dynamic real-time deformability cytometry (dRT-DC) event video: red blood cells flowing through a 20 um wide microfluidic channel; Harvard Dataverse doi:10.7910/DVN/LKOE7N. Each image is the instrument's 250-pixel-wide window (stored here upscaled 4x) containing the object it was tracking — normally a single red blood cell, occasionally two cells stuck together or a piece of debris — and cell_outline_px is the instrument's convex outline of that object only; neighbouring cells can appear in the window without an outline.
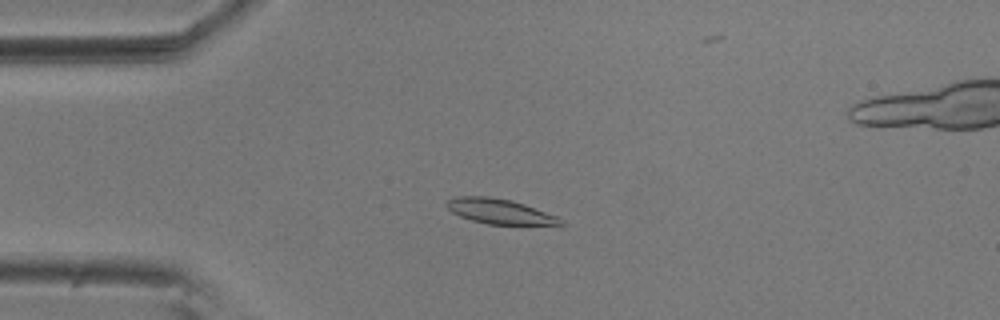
{"species": "common noctule bat (a hibernating species)", "species_latin": "Nyctalus noctula", "temperature_condition": "room temperature", "stored_images_in_passage": 56, "camera_frame_rate_fps": 3000, "um_per_image_px": 0.085, "animal": {"sex": "male", "body_mass_g": 20.5, "forearm_length_mm": 52.5}, "frame": {"image": 1, "passage_image": 13, "time_ms": 4.0, "image_size_px": [1000, 320], "cell_outline_px": [[564, 224], [488, 224], [472, 220], [460, 216], [452, 212], [444, 204], [452, 196], [488, 196], [512, 200], [524, 204], [556, 216], [564, 220]], "centroid_in_image_um": [42.41, 17.95], "position_along_channel_um": 42.6, "area_um2": 16.42}}
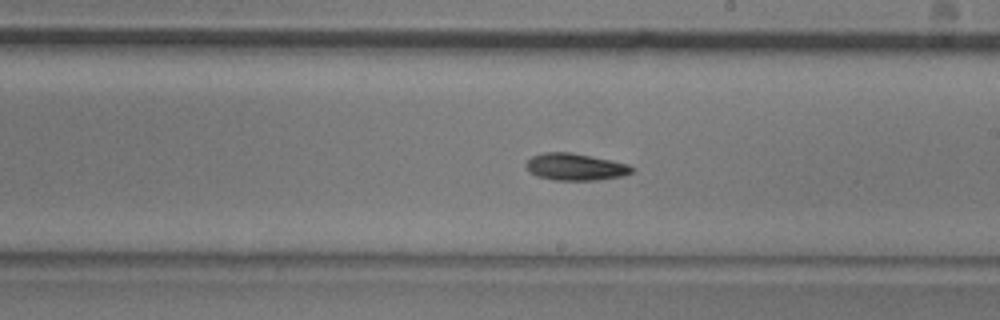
{"frame": {"image": 2, "passage_image": 31, "time_ms": 10.0, "image_size_px": [1000, 320], "cell_outline_px": [[632, 172], [624, 176], [600, 180], [552, 180], [536, 176], [528, 172], [524, 164], [532, 156], [544, 152], [568, 152], [612, 160], [628, 164], [632, 168]], "centroid_in_image_um": [48.87, 14.19], "position_along_channel_um": 240.1, "area_um2": 16.76}}
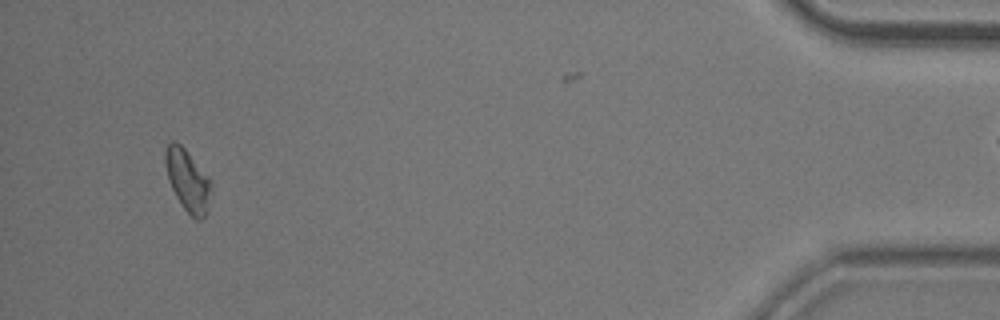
{"frame": {"image": 3, "passage_image": 52, "time_ms": 17.0, "image_size_px": [1000, 320], "cell_outline_px": [[212, 184], [208, 212], [200, 220], [196, 220], [184, 208], [176, 196], [168, 180], [164, 160], [164, 152], [168, 144], [172, 140], [176, 140], [184, 148], [208, 176]], "centroid_in_image_um": [15.95, 15.33], "position_along_channel_um": 419.2, "area_um2": 16.53}}